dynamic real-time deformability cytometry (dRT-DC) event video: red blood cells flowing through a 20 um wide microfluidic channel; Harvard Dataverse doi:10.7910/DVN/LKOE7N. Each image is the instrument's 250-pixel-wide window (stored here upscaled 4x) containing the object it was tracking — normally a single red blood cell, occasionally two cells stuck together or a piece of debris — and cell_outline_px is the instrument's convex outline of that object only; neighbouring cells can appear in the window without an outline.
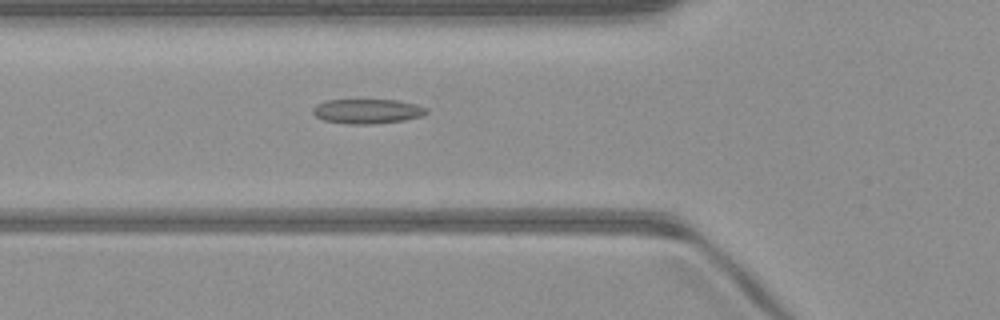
{"species": "common noctule bat (a hibernating species)", "species_latin": "Nyctalus noctula", "temperature_condition": "warm", "stored_images_in_passage": 50, "camera_frame_rate_fps": 3000, "um_per_image_px": 0.085, "animal": {"sex": "male", "body_mass_g": 23.1, "forearm_length_mm": 52.7}, "frame": {"image": 1, "passage_image": 18, "time_ms": 5.667, "image_size_px": [1000, 320], "cell_outline_px": [[428, 112], [420, 116], [404, 120], [372, 124], [348, 124], [324, 120], [316, 116], [312, 112], [312, 108], [316, 104], [328, 100], [396, 100], [416, 104], [428, 108]], "centroid_in_image_um": [31.21, 9.45], "position_along_channel_um": 94.6, "area_um2": 16.24}}
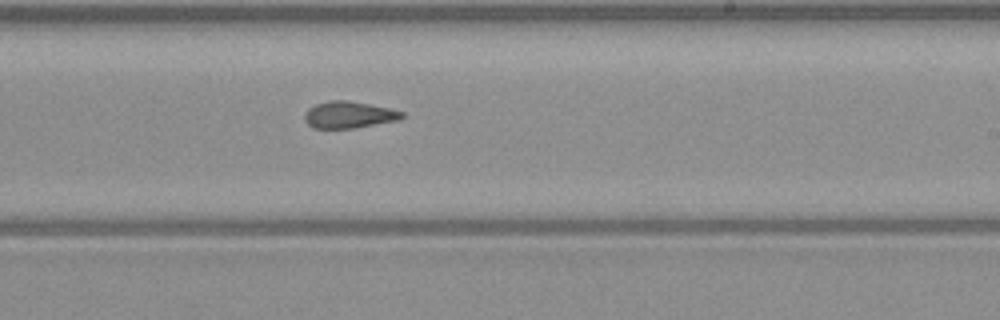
{"frame": {"image": 2, "passage_image": 30, "time_ms": 9.667, "image_size_px": [1000, 320], "cell_outline_px": [[404, 116], [396, 120], [352, 128], [312, 128], [304, 120], [304, 112], [308, 108], [316, 104], [328, 100], [348, 100], [388, 108], [404, 112]], "centroid_in_image_um": [29.59, 9.75], "position_along_channel_um": 259.4, "area_um2": 15.03}}
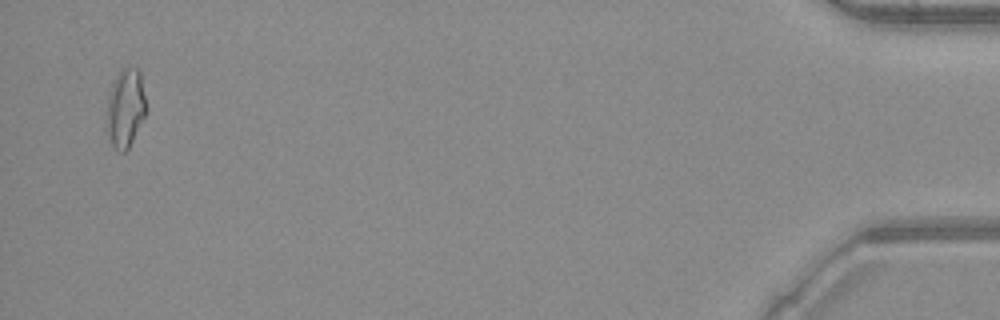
{"frame": {"image": 3, "passage_image": 49, "time_ms": 16.0, "image_size_px": [1000, 320], "cell_outline_px": [[144, 116], [128, 148], [124, 152], [120, 152], [112, 144], [104, 128], [104, 124], [108, 96], [112, 84], [116, 76], [124, 68], [136, 68], [140, 72], [144, 96]], "centroid_in_image_um": [10.59, 9.21], "position_along_channel_um": 424.6, "area_um2": 17.8}, "authors_computed_cell_mechanics": {"area_um2": 15.895, "velocity_mm_per_s": 4.1071, "shape_relaxation_time_tau1_ms": null, "shape_relaxation_time_tau2_ms": 2.0952, "deformation_change_tau1": null, "deformation_change_tau2": 0.0923}}